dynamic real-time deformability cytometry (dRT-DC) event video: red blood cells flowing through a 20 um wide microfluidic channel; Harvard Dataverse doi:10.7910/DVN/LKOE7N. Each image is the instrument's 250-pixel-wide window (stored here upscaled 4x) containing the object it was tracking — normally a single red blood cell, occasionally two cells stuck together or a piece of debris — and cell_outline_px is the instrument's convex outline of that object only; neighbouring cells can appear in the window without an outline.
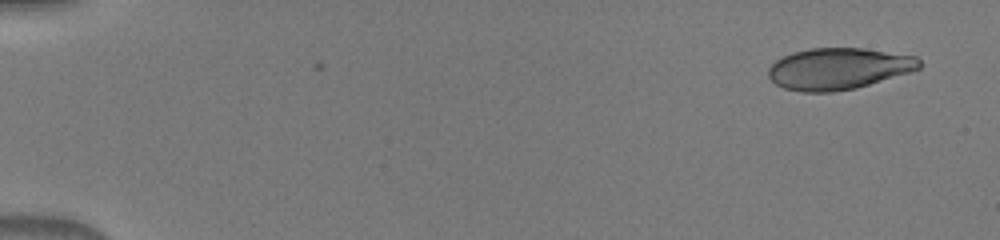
{"species": "human", "species_latin": "Homo sapiens", "temperature_condition": "warm", "stored_images_in_passage": 50, "camera_frame_rate_fps": 3000, "um_per_image_px": 0.085, "donor": {"sex": "male"}, "frame": {"image": 1, "passage_image": 3, "time_ms": 0.667, "image_size_px": [1000, 240], "cell_outline_px": [[920, 68], [912, 72], [856, 88], [832, 92], [800, 92], [784, 88], [776, 84], [768, 76], [768, 68], [776, 60], [792, 52], [808, 48], [864, 48], [916, 56], [920, 60]], "centroid_in_image_um": [71.27, 5.84], "position_along_channel_um": 13.7, "area_um2": 36.7}}
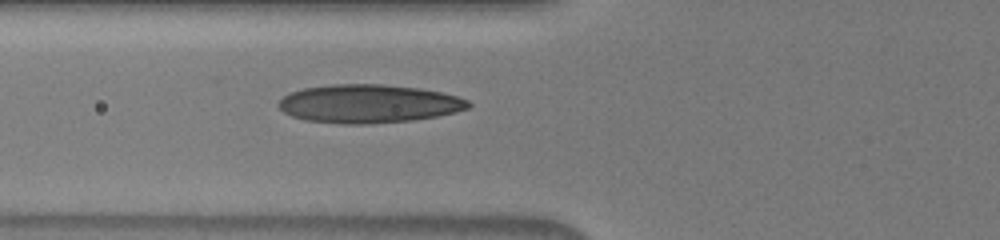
{"frame": {"image": 2, "passage_image": 20, "time_ms": 6.333, "image_size_px": [1000, 240], "cell_outline_px": [[472, 104], [468, 108], [456, 112], [436, 116], [412, 120], [368, 124], [348, 124], [304, 120], [292, 116], [284, 112], [276, 104], [284, 96], [292, 92], [304, 88], [332, 84], [380, 84], [420, 88], [440, 92], [456, 96], [468, 100]], "centroid_in_image_um": [31.33, 8.81], "position_along_channel_um": 94.5, "area_um2": 42.37}}
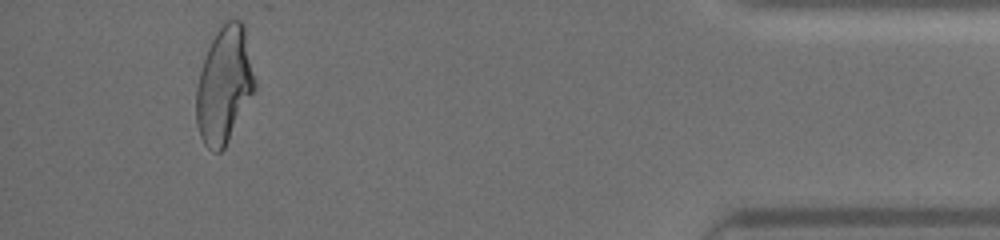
{"frame": {"image": 3, "passage_image": 47, "time_ms": 15.333, "image_size_px": [1000, 240], "cell_outline_px": [[256, 88], [224, 148], [220, 152], [216, 152], [208, 148], [204, 144], [200, 136], [196, 124], [196, 88], [200, 72], [208, 48], [216, 32], [224, 20], [240, 20], [244, 24], [256, 80]], "centroid_in_image_um": [19.06, 7.22], "position_along_channel_um": 416.1, "area_um2": 39.65}}